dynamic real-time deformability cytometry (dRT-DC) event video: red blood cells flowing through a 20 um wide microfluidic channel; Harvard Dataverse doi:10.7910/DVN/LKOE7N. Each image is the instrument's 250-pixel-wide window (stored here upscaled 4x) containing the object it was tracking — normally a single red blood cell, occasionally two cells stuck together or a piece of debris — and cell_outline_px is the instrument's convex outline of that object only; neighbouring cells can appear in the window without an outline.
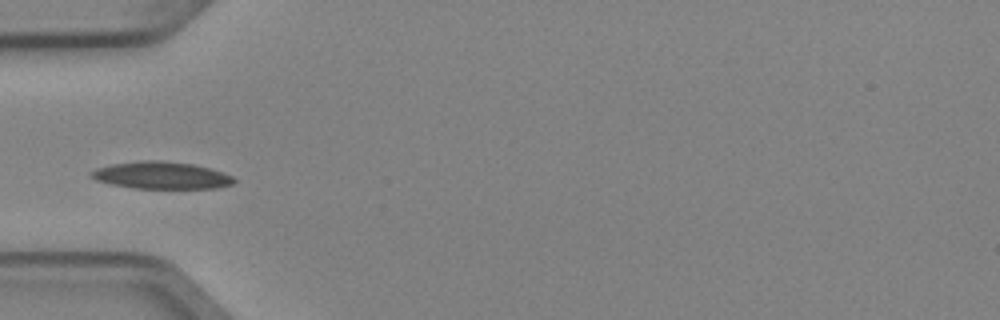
{"species": "Egyptian fruit bat (a non-hibernating species)", "species_latin": "Rousettus aegyptiacus", "temperature_condition": "cold", "stored_images_in_passage": 4, "camera_frame_rate_fps": 3000, "um_per_image_px": 0.085, "animal": {"sex": "female"}, "frame": {"image": 1, "passage_image": 4, "time_ms": 1.0, "image_size_px": [1000, 320], "cell_outline_px": [[236, 180], [232, 184], [216, 188], [132, 188], [112, 184], [96, 180], [88, 176], [88, 172], [96, 168], [112, 164], [148, 160], [156, 160], [192, 164], [208, 168], [232, 176]], "centroid_in_image_um": [13.66, 14.91], "position_along_channel_um": 71.3, "area_um2": 22.37}}